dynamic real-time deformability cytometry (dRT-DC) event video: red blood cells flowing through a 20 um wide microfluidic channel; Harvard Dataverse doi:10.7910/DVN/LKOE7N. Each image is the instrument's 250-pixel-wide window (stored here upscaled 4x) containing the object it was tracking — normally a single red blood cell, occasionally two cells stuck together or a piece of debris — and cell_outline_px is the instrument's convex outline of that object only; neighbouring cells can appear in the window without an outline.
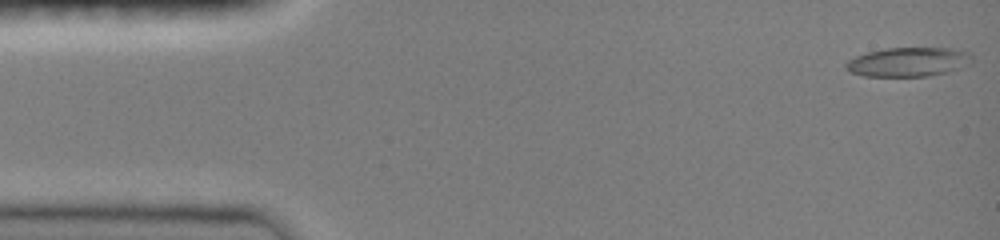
{"species": "common noctule bat (a hibernating species)", "species_latin": "Nyctalus noctula", "temperature_condition": "room temperature", "stored_images_in_passage": 38, "camera_frame_rate_fps": 3000, "um_per_image_px": 0.085, "animal": {"sex": "female", "body_mass_g": 19.0, "forearm_length_mm": 51.5}, "frame": {"image": 1, "passage_image": 1, "time_ms": 0.0, "image_size_px": [1000, 240], "cell_outline_px": [[972, 64], [948, 72], [928, 76], [864, 76], [852, 72], [844, 68], [844, 64], [848, 60], [856, 56], [868, 52], [884, 48], [948, 48], [968, 52], [972, 56]], "centroid_in_image_um": [77.22, 5.27], "position_along_channel_um": 7.8, "area_um2": 21.5}}
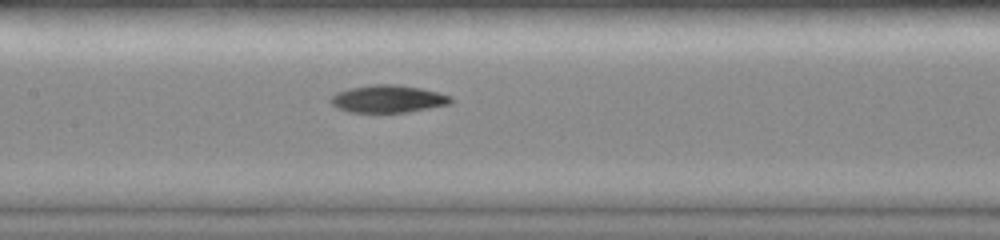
{"frame": {"image": 2, "passage_image": 16, "time_ms": 5.0, "image_size_px": [1000, 240], "cell_outline_px": [[452, 104], [408, 112], [348, 112], [336, 108], [328, 100], [336, 92], [348, 88], [372, 84], [396, 84], [420, 88], [452, 96]], "centroid_in_image_um": [32.96, 8.4], "position_along_channel_um": 174.4, "area_um2": 19.42}}
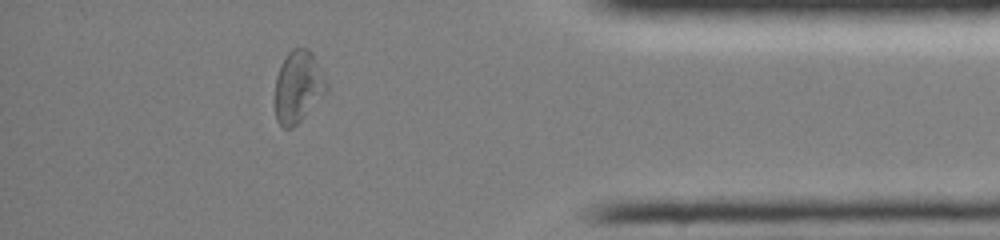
{"frame": {"image": 3, "passage_image": 32, "time_ms": 10.333, "image_size_px": [1000, 240], "cell_outline_px": [[328, 92], [292, 128], [284, 128], [276, 120], [276, 76], [280, 64], [288, 52], [292, 48], [308, 48], [312, 52], [328, 84]], "centroid_in_image_um": [25.35, 7.35], "position_along_channel_um": 409.8, "area_um2": 21.5}, "authors_computed_cell_mechanics": {"area_um2": 20.1144, "velocity_mm_per_s": 4.1752, "shape_relaxation_time_tau1_ms": 8.2054, "shape_relaxation_time_tau2_ms": null, "deformation_change_tau1": 0.2792, "deformation_change_tau2": null}}